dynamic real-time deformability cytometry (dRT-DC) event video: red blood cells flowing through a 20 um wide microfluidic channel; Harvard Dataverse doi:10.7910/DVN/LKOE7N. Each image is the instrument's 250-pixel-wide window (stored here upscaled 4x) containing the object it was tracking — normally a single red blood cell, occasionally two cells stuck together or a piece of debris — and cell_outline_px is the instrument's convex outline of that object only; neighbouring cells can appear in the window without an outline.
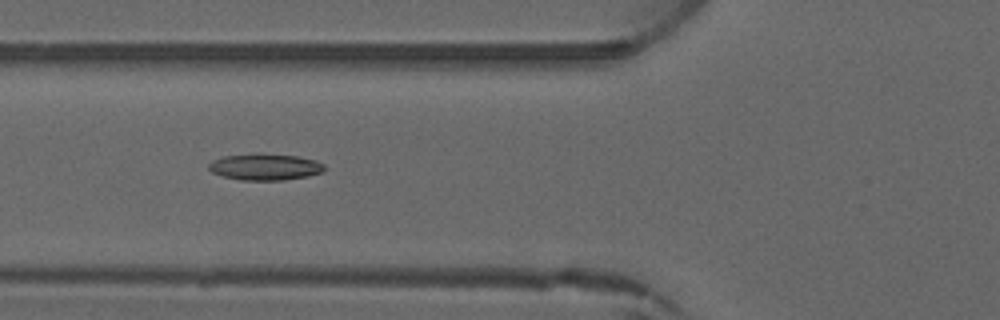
{"species": "common noctule bat (a hibernating species)", "species_latin": "Nyctalus noctula", "temperature_condition": "warm", "stored_images_in_passage": 6, "camera_frame_rate_fps": 3000, "um_per_image_px": 0.085, "animal": {"sex": "male", "forearm_length_mm": 52.5}, "frame": {"image": 1, "passage_image": 5, "time_ms": 5.667, "image_size_px": [1000, 320], "cell_outline_px": [[324, 172], [308, 176], [284, 180], [240, 180], [224, 176], [212, 172], [208, 168], [208, 164], [212, 160], [224, 156], [256, 152], [260, 152], [296, 156], [316, 160], [324, 164]], "centroid_in_image_um": [22.53, 14.17], "position_along_channel_um": 103.3, "area_um2": 18.15}}
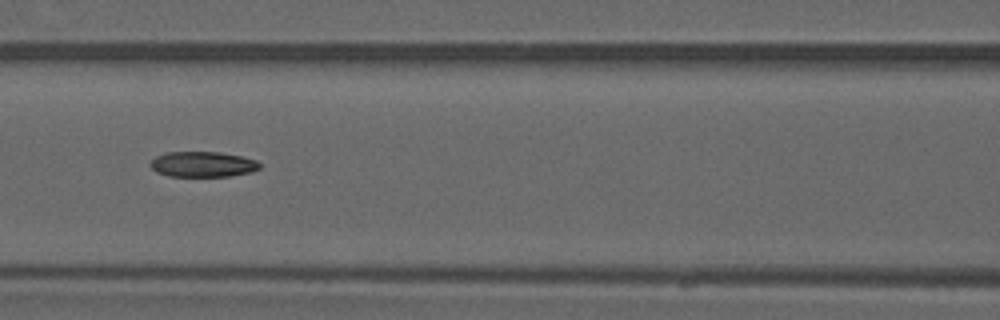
{"frame": {"image": 2, "passage_image": 6, "time_ms": 6.667, "image_size_px": [1000, 320], "cell_outline_px": [[260, 168], [252, 172], [232, 176], [168, 176], [156, 172], [148, 164], [156, 156], [164, 152], [220, 152], [240, 156], [256, 160], [260, 164]], "centroid_in_image_um": [17.22, 13.96], "position_along_channel_um": 149.4, "area_um2": 16.3}}